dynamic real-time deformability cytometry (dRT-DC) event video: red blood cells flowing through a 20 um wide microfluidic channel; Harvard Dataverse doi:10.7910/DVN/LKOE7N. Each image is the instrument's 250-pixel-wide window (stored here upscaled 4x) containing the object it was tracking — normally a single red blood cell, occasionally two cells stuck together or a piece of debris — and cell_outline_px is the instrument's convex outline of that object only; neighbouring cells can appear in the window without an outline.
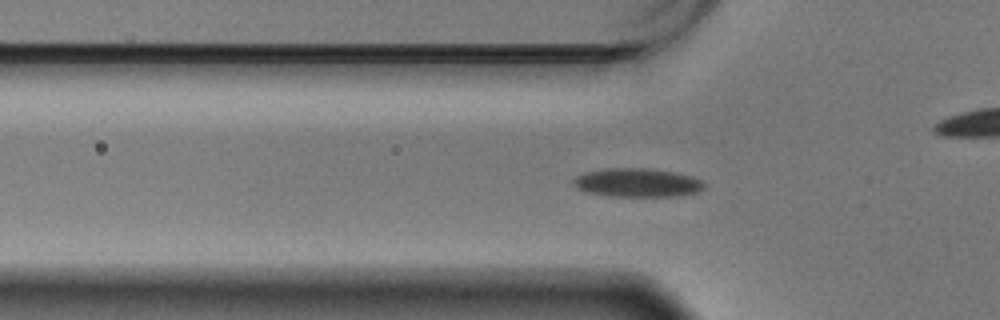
{"species": "Egyptian fruit bat (a non-hibernating species)", "species_latin": "Rousettus aegyptiacus", "temperature_condition": "warm", "stored_images_in_passage": 59, "camera_frame_rate_fps": 3000, "um_per_image_px": 0.085, "animal": {"sex": "male"}, "frame": {"image": 1, "passage_image": 19, "time_ms": 6.0, "image_size_px": [1000, 320], "cell_outline_px": [[704, 188], [696, 192], [680, 196], [612, 196], [588, 192], [576, 188], [572, 184], [572, 180], [576, 176], [584, 172], [604, 168], [644, 168], [676, 172], [692, 176], [700, 180], [704, 184]], "centroid_in_image_um": [54.14, 15.52], "position_along_channel_um": 71.7, "area_um2": 21.91}}
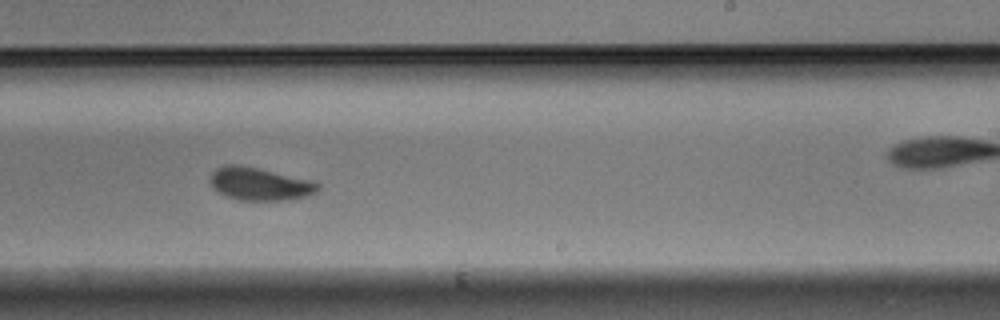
{"frame": {"image": 2, "passage_image": 36, "time_ms": 11.667, "image_size_px": [1000, 320], "cell_outline_px": [[320, 188], [316, 192], [304, 196], [288, 200], [236, 200], [224, 196], [212, 188], [208, 180], [212, 172], [216, 168], [224, 164], [240, 164], [312, 180], [320, 184]], "centroid_in_image_um": [22.01, 15.63], "position_along_channel_um": 267.0, "area_um2": 20.92}}
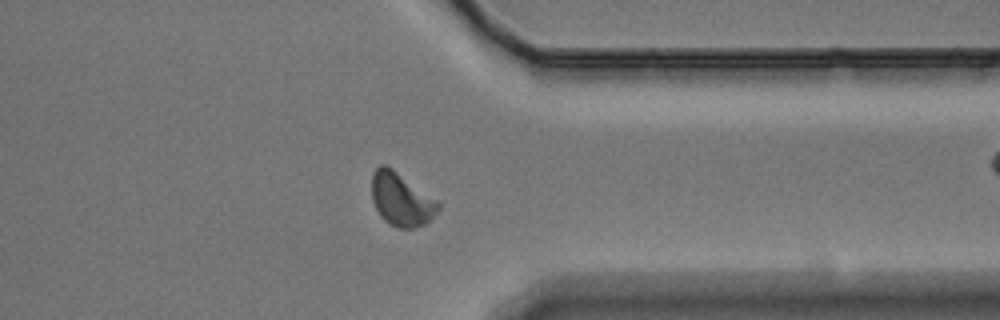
{"frame": {"image": 3, "passage_image": 46, "time_ms": 15.0, "image_size_px": [1000, 320], "cell_outline_px": [[440, 208], [424, 224], [416, 228], [396, 228], [388, 224], [380, 216], [372, 200], [372, 172], [380, 164], [384, 164], [392, 168], [436, 200], [440, 204]], "centroid_in_image_um": [34.06, 16.96], "position_along_channel_um": 377.3, "area_um2": 20.4}, "authors_computed_cell_mechanics": {"area_um2": 20.1144, "velocity_mm_per_s": 3.43, "shape_relaxation_time_tau1_ms": 2.694, "shape_relaxation_time_tau2_ms": 1.7082, "deformation_change_tau1": 0.0999, "deformation_change_tau2": 0.0614}}